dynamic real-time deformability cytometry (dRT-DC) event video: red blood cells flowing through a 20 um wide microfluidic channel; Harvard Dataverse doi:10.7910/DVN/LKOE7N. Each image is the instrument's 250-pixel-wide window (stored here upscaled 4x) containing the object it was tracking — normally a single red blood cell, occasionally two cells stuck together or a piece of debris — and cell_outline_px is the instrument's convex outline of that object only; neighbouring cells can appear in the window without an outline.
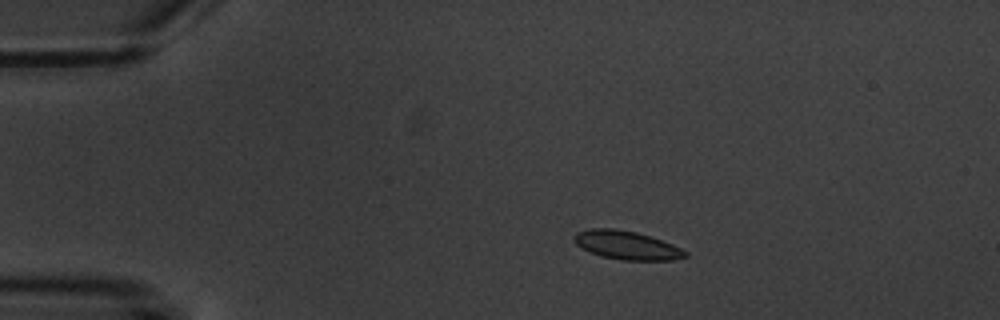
{"species": "common noctule bat (a hibernating species)", "species_latin": "Nyctalus noctula", "temperature_condition": "warm", "stored_images_in_passage": 9, "camera_frame_rate_fps": 3000, "um_per_image_px": 0.085, "animal": {"sex": "male", "body_mass_g": 20.1, "forearm_length_mm": 53.5}, "frame": {"image": 1, "passage_image": 2, "time_ms": 1.0, "image_size_px": [1000, 320], "cell_outline_px": [[688, 256], [672, 260], [620, 260], [604, 256], [592, 252], [576, 244], [572, 236], [576, 232], [588, 228], [612, 228], [636, 232], [672, 244], [688, 252]], "centroid_in_image_um": [53.26, 20.83], "position_along_channel_um": 31.7, "area_um2": 18.26}}
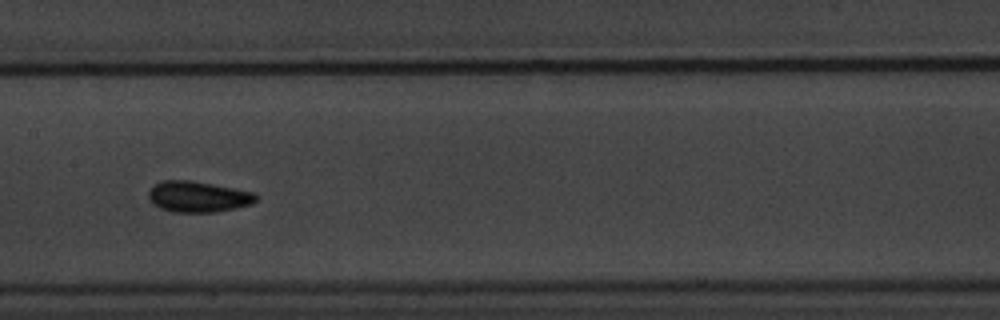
{"frame": {"image": 2, "passage_image": 7, "time_ms": 7.0, "image_size_px": [1000, 320], "cell_outline_px": [[256, 200], [252, 204], [236, 208], [216, 212], [172, 212], [160, 208], [152, 204], [148, 200], [148, 192], [156, 184], [164, 180], [188, 180], [212, 184], [256, 192]], "centroid_in_image_um": [16.83, 16.73], "position_along_channel_um": 190.6, "area_um2": 19.42}}
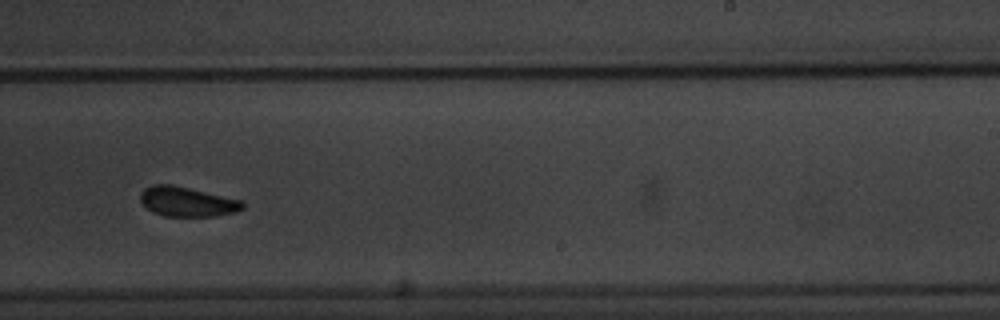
{"frame": {"image": 3, "passage_image": 9, "time_ms": 9.333, "image_size_px": [1000, 320], "cell_outline_px": [[244, 208], [236, 212], [212, 216], [164, 216], [152, 212], [140, 200], [140, 192], [144, 188], [152, 184], [172, 184], [244, 200]], "centroid_in_image_um": [15.92, 17.13], "position_along_channel_um": 273.1, "area_um2": 17.86}}